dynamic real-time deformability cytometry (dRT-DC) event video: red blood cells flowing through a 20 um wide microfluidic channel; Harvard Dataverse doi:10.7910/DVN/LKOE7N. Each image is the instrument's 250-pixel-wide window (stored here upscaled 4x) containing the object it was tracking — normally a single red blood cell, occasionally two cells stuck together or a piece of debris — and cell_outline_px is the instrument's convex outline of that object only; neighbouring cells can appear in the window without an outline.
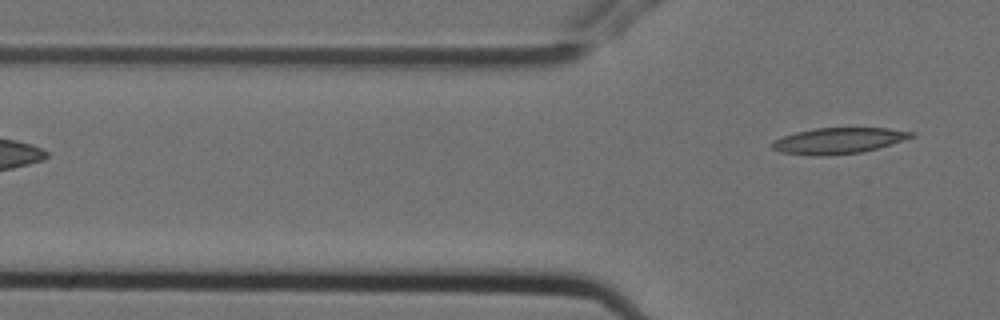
{"species": "Egyptian fruit bat (a non-hibernating species)", "species_latin": "Rousettus aegyptiacus", "temperature_condition": "cold", "stored_images_in_passage": 5, "camera_frame_rate_fps": 3000, "um_per_image_px": 0.085, "animal": {"sex": "female"}, "frame": {"image": 1, "passage_image": 5, "time_ms": 1.333, "image_size_px": [1000, 320], "cell_outline_px": [[916, 136], [904, 140], [876, 148], [860, 152], [828, 156], [812, 156], [780, 152], [772, 148], [768, 144], [772, 140], [796, 132], [816, 128], [888, 128], [916, 132]], "centroid_in_image_um": [71.24, 11.96], "position_along_channel_um": 54.6, "area_um2": 21.21}}